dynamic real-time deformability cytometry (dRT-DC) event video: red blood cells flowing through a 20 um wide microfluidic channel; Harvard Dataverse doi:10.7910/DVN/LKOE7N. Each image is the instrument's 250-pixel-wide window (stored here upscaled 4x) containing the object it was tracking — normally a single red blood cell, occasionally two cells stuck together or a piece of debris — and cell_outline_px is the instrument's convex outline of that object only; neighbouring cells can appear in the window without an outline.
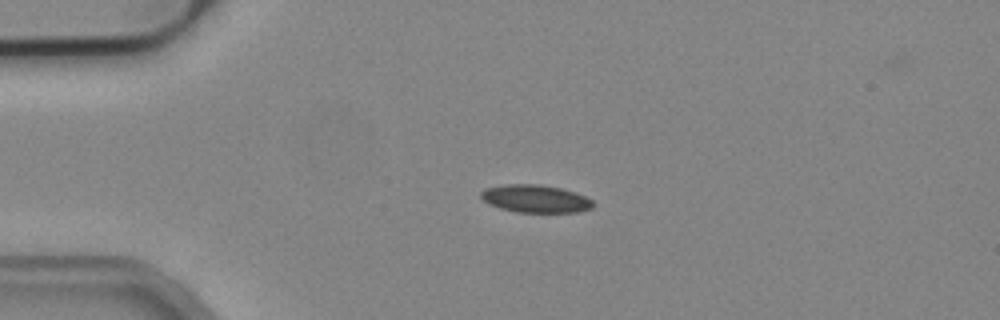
{"species": "common noctule bat (a hibernating species)", "species_latin": "Nyctalus noctula", "temperature_condition": "cold", "stored_images_in_passage": 42, "camera_frame_rate_fps": 3000, "um_per_image_px": 0.085, "animal": {"sex": "male", "body_mass_g": 19.2, "forearm_length_mm": 51.8}, "frame": {"image": 1, "passage_image": 1, "time_ms": 0.0, "image_size_px": [1000, 320], "cell_outline_px": [[592, 208], [576, 212], [516, 212], [500, 208], [488, 204], [480, 196], [480, 192], [484, 188], [508, 184], [540, 184], [560, 188], [576, 192], [592, 200]], "centroid_in_image_um": [45.48, 16.88], "position_along_channel_um": 39.5, "area_um2": 18.09}}
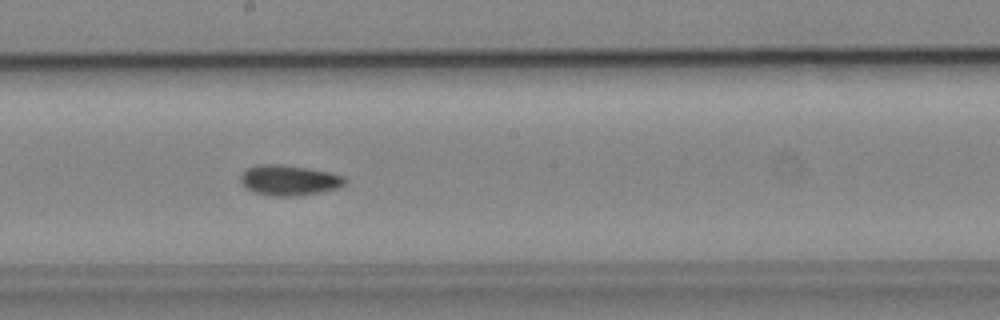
{"frame": {"image": 2, "passage_image": 18, "time_ms": 5.667, "image_size_px": [1000, 320], "cell_outline_px": [[348, 180], [340, 188], [320, 192], [296, 196], [272, 196], [256, 192], [248, 188], [240, 180], [240, 176], [248, 168], [256, 164], [284, 164], [332, 172], [344, 176]], "centroid_in_image_um": [24.63, 15.3], "position_along_channel_um": 223.6, "area_um2": 18.55}}
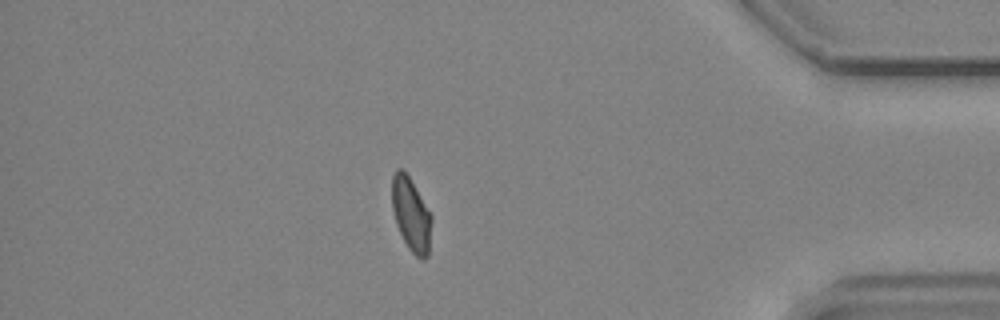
{"frame": {"image": 3, "passage_image": 35, "time_ms": 11.333, "image_size_px": [1000, 320], "cell_outline_px": [[432, 220], [428, 256], [424, 260], [416, 256], [408, 248], [396, 224], [392, 208], [392, 176], [396, 168], [404, 168], [432, 216]], "centroid_in_image_um": [34.94, 18.21], "position_along_channel_um": 400.3, "area_um2": 16.99}, "authors_computed_cell_mechanics": {"area_um2": 17.8602, "velocity_mm_per_s": 3.7966, "shape_relaxation_time_tau1_ms": null, "shape_relaxation_time_tau2_ms": 4.7786, "deformation_change_tau1": null, "deformation_change_tau2": 0.0791}}